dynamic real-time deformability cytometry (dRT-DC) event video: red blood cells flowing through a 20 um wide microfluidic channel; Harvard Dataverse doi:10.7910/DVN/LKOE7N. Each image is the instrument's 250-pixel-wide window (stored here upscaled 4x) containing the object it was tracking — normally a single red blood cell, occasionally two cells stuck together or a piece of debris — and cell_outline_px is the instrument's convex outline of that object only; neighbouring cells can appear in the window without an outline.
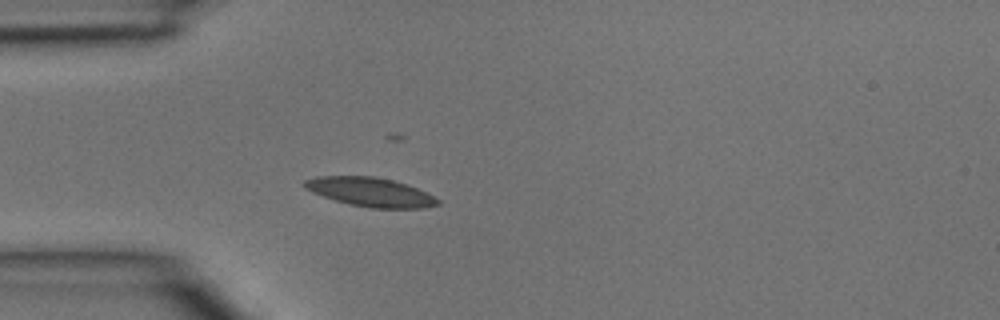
{"species": "common noctule bat (a hibernating species)", "species_latin": "Nyctalus noctula", "temperature_condition": "room temperature", "stored_images_in_passage": 1, "camera_frame_rate_fps": 3000, "um_per_image_px": 0.085, "animal": {"sex": "male", "body_mass_g": 15.6}, "frame": {"image": 1, "passage_image": 1, "time_ms": 0.0, "image_size_px": [1000, 320], "cell_outline_px": [[440, 204], [424, 208], [372, 208], [348, 204], [312, 192], [304, 188], [300, 184], [304, 180], [316, 176], [376, 176], [408, 184], [440, 200]], "centroid_in_image_um": [31.45, 16.31], "position_along_channel_um": 53.6, "area_um2": 22.54}}